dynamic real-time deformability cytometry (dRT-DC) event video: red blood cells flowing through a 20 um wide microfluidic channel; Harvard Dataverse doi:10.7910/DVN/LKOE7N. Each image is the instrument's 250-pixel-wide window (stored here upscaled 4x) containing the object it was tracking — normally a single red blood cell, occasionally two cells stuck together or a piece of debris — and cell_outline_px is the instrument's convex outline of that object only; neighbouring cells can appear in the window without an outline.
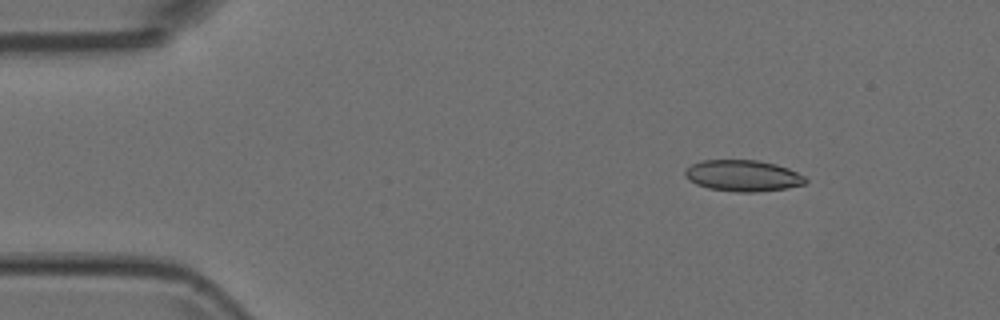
{"species": "Egyptian fruit bat (a non-hibernating species)", "species_latin": "Rousettus aegyptiacus", "temperature_condition": "room temperature", "stored_images_in_passage": 4, "camera_frame_rate_fps": 3000, "um_per_image_px": 0.085, "animal": {"sex": "female"}, "frame": {"image": 1, "passage_image": 1, "time_ms": 0.0, "image_size_px": [1000, 320], "cell_outline_px": [[808, 180], [804, 184], [788, 188], [756, 192], [736, 192], [708, 188], [696, 184], [688, 180], [684, 176], [684, 172], [692, 164], [704, 160], [756, 160], [776, 164], [788, 168], [804, 176]], "centroid_in_image_um": [63.14, 14.94], "position_along_channel_um": 21.9, "area_um2": 21.96}}
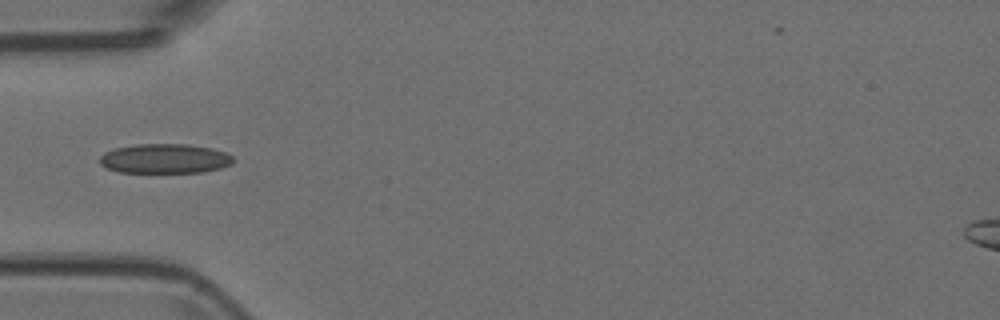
{"frame": {"image": 2, "passage_image": 4, "time_ms": 1.0, "image_size_px": [1000, 320], "cell_outline_px": [[236, 160], [232, 164], [220, 168], [204, 172], [120, 172], [108, 168], [100, 164], [100, 156], [104, 152], [116, 148], [136, 144], [188, 144], [212, 148], [224, 152], [232, 156]], "centroid_in_image_um": [14.04, 13.48], "position_along_channel_um": 71.0, "area_um2": 23.0}}